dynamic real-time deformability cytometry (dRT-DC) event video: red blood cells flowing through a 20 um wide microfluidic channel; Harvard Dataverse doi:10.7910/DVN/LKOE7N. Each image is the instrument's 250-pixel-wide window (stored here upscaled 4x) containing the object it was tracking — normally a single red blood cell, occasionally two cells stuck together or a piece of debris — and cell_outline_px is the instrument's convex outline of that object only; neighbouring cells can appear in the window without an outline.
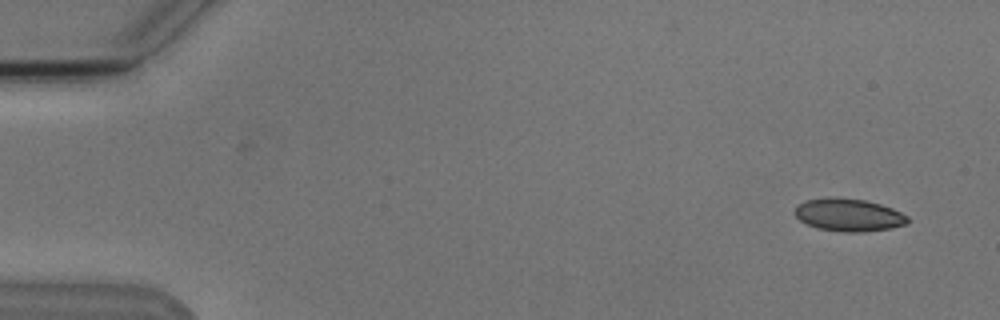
{"species": "Egyptian fruit bat (a non-hibernating species)", "species_latin": "Rousettus aegyptiacus", "temperature_condition": "cold", "stored_images_in_passage": 4, "camera_frame_rate_fps": 3000, "um_per_image_px": 0.085, "animal": {"sex": "male"}, "frame": {"image": 1, "passage_image": 1, "time_ms": 0.0, "image_size_px": [1000, 320], "cell_outline_px": [[908, 220], [904, 224], [888, 228], [860, 232], [844, 232], [816, 228], [800, 220], [796, 216], [796, 208], [800, 204], [808, 200], [864, 200], [880, 204], [892, 208], [908, 216]], "centroid_in_image_um": [72.17, 18.31], "position_along_channel_um": 12.8, "area_um2": 20.35}}
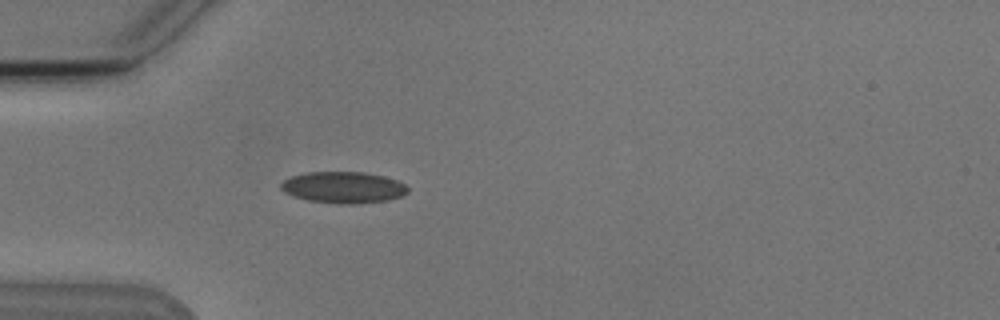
{"frame": {"image": 2, "passage_image": 4, "time_ms": 4.333, "image_size_px": [1000, 320], "cell_outline_px": [[408, 192], [400, 196], [388, 200], [360, 204], [340, 204], [308, 200], [284, 192], [280, 188], [280, 184], [284, 180], [292, 176], [308, 172], [364, 172], [384, 176], [396, 180], [404, 184], [408, 188]], "centroid_in_image_um": [29.2, 15.93], "position_along_channel_um": 55.8, "area_um2": 23.18}}